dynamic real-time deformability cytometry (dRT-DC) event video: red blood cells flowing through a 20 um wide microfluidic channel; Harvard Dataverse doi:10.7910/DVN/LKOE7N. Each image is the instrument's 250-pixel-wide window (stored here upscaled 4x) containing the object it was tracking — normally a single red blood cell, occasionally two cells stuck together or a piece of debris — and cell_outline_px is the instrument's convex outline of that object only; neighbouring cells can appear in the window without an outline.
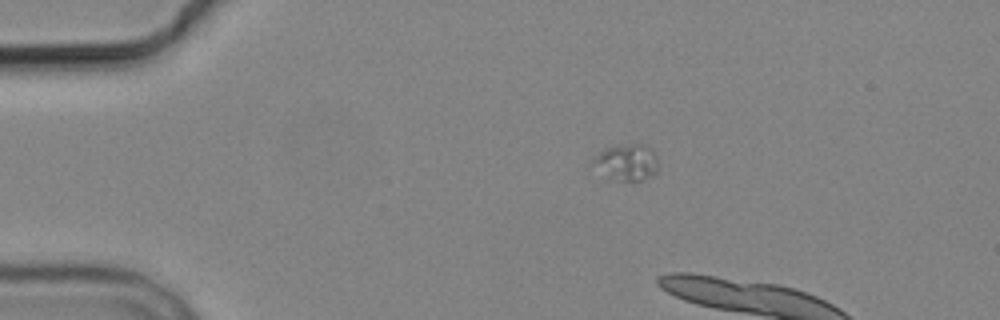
{"species": "common noctule bat (a hibernating species)", "species_latin": "Nyctalus noctula", "temperature_condition": "cold", "stored_images_in_passage": 2, "camera_frame_rate_fps": 3000, "um_per_image_px": 0.085, "animal": {"sex": "male", "body_mass_g": 19.2, "forearm_length_mm": 51.8}, "frame": {"image": 1, "passage_image": 1, "time_ms": 0.0, "image_size_px": [1000, 320], "cell_outline_px": [[656, 176], [644, 180], [620, 180], [604, 176], [592, 160], [604, 148], [636, 144], [640, 144], [648, 148], [656, 156]], "centroid_in_image_um": [53.29, 13.82], "position_along_channel_um": 31.7, "area_um2": 13.29}}